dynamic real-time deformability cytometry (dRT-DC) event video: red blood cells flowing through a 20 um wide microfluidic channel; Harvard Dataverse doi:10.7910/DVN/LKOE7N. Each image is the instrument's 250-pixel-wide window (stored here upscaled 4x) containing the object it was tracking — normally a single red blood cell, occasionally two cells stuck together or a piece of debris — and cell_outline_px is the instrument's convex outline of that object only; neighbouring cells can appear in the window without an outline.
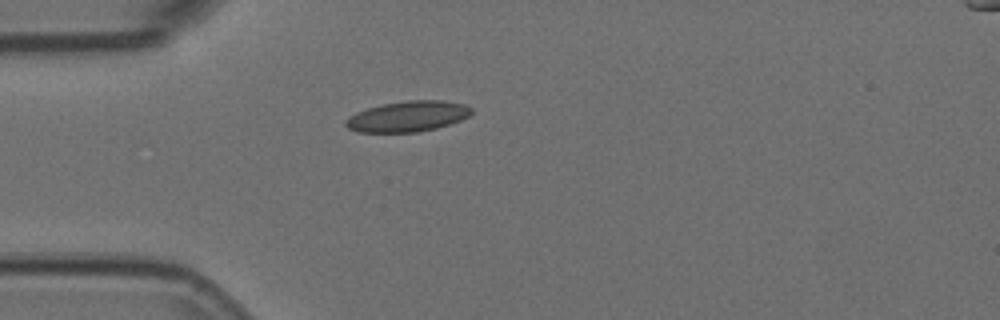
{"species": "Egyptian fruit bat (a non-hibernating species)", "species_latin": "Rousettus aegyptiacus", "temperature_condition": "room temperature", "stored_images_in_passage": 41, "camera_frame_rate_fps": 3000, "um_per_image_px": 0.085, "animal": {"sex": "female"}, "frame": {"image": 1, "passage_image": 1, "time_ms": 0.0, "image_size_px": [1000, 320], "cell_outline_px": [[472, 112], [468, 116], [460, 120], [436, 128], [416, 132], [356, 132], [348, 128], [344, 124], [344, 120], [356, 112], [368, 108], [384, 104], [408, 100], [444, 100], [464, 104], [472, 108]], "centroid_in_image_um": [34.64, 9.89], "position_along_channel_um": 50.4, "area_um2": 22.37}}
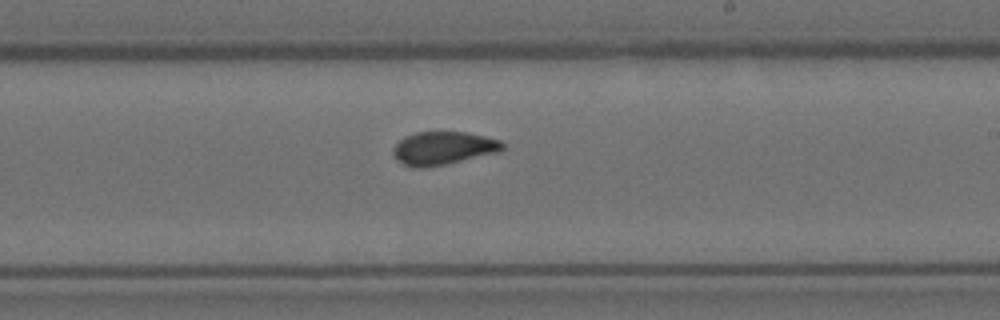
{"frame": {"image": 2, "passage_image": 18, "time_ms": 5.667, "image_size_px": [1000, 320], "cell_outline_px": [[504, 148], [496, 152], [444, 164], [424, 168], [412, 168], [396, 160], [392, 156], [392, 148], [404, 136], [416, 132], [464, 132], [484, 136], [500, 140], [504, 144]], "centroid_in_image_um": [37.59, 12.59], "position_along_channel_um": 251.4, "area_um2": 20.98}}
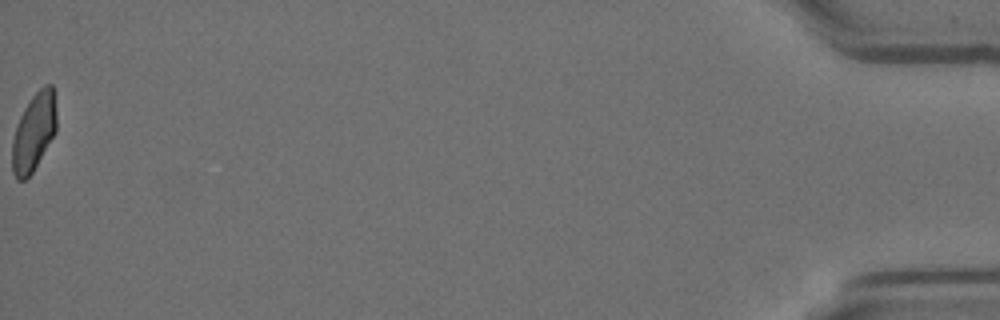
{"frame": {"image": 3, "passage_image": 41, "time_ms": 13.333, "image_size_px": [1000, 320], "cell_outline_px": [[56, 132], [32, 172], [24, 180], [16, 180], [12, 172], [12, 140], [20, 116], [24, 108], [32, 96], [44, 84], [52, 84], [56, 112]], "centroid_in_image_um": [2.87, 11.23], "position_along_channel_um": 432.3, "area_um2": 20.0}, "authors_computed_cell_mechanics": {"area_um2": 21.097, "velocity_mm_per_s": 3.7279, "shape_relaxation_time_tau1_ms": 10.6063, "shape_relaxation_time_tau2_ms": 0.9781, "deformation_change_tau1": 0.1995, "deformation_change_tau2": 0.0515}}